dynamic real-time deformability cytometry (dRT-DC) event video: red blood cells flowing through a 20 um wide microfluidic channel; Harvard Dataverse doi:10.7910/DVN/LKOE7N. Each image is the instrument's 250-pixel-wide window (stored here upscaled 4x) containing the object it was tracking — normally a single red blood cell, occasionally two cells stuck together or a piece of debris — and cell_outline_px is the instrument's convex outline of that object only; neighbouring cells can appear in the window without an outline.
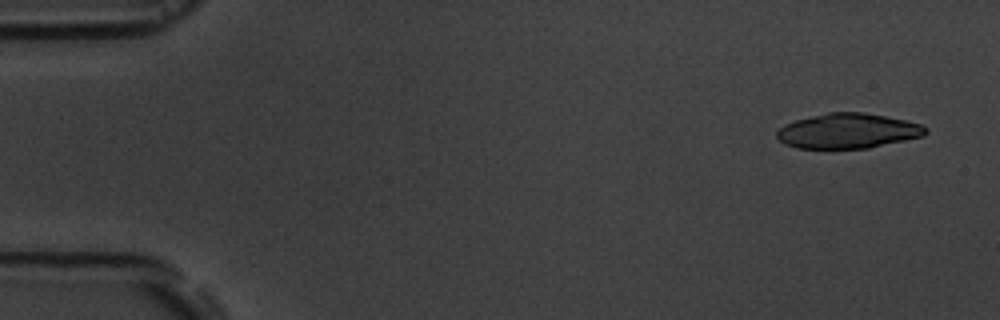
{"species": "common noctule bat (a hibernating species)", "species_latin": "Nyctalus noctula", "temperature_condition": "room temperature", "stored_images_in_passage": 16, "camera_frame_rate_fps": 3000, "um_per_image_px": 0.085, "animal": {"sex": "male", "body_mass_g": 19.5, "forearm_length_mm": 54.6}, "frame": {"image": 1, "passage_image": 1, "time_ms": 0.0, "image_size_px": [1000, 320], "cell_outline_px": [[928, 132], [924, 136], [868, 148], [796, 148], [784, 144], [776, 136], [776, 132], [784, 124], [796, 120], [828, 112], [864, 112], [904, 120], [920, 124], [928, 128]], "centroid_in_image_um": [72.07, 11.13], "position_along_channel_um": 12.9, "area_um2": 30.23}}